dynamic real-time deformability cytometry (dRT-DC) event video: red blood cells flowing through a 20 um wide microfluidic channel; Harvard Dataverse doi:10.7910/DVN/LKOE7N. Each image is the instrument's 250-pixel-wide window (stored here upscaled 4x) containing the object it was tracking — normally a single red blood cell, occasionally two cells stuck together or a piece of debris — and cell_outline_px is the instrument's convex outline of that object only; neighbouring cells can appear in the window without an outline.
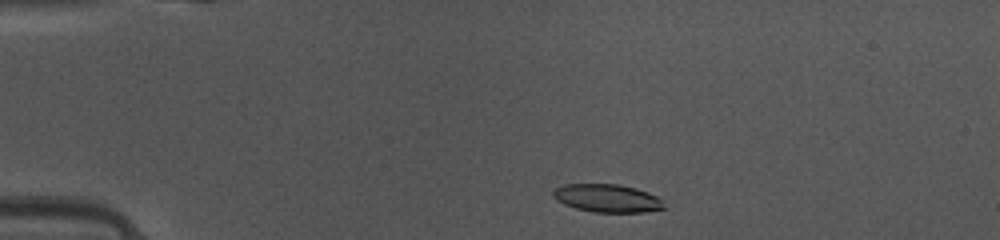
{"species": "common noctule bat (a hibernating species)", "species_latin": "Nyctalus noctula", "temperature_condition": "warm", "stored_images_in_passage": 40, "camera_frame_rate_fps": 3000, "um_per_image_px": 0.085, "animal": {"sex": "female", "body_mass_g": 10.0, "forearm_length_mm": 53.1}, "frame": {"image": 1, "passage_image": 2, "time_ms": 0.333, "image_size_px": [1000, 240], "cell_outline_px": [[664, 208], [644, 212], [592, 212], [576, 208], [564, 204], [556, 200], [552, 196], [552, 192], [556, 188], [564, 184], [616, 184], [636, 188], [648, 192], [656, 196], [660, 200]], "centroid_in_image_um": [51.56, 16.84], "position_along_channel_um": 33.4, "area_um2": 17.98}}
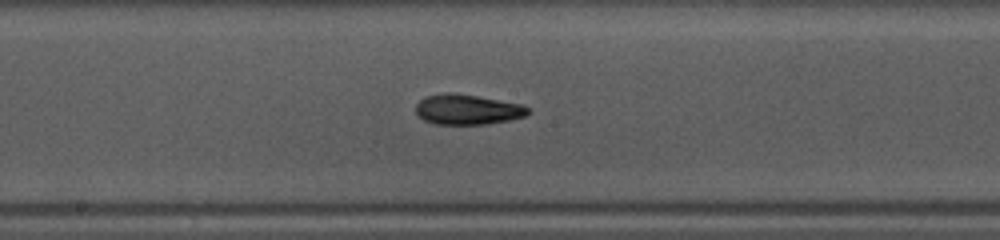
{"frame": {"image": 2, "passage_image": 18, "time_ms": 5.667, "image_size_px": [1000, 240], "cell_outline_px": [[532, 112], [524, 116], [508, 120], [488, 124], [432, 124], [416, 116], [416, 104], [424, 96], [444, 92], [452, 92], [476, 96], [520, 104], [528, 108]], "centroid_in_image_um": [39.67, 9.31], "position_along_channel_um": 208.5, "area_um2": 19.83}}
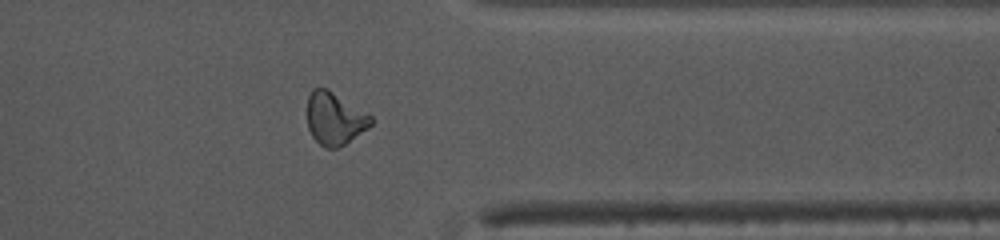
{"frame": {"image": 3, "passage_image": 31, "time_ms": 10.0, "image_size_px": [1000, 240], "cell_outline_px": [[376, 120], [368, 128], [344, 144], [336, 148], [324, 148], [312, 136], [308, 128], [308, 96], [312, 88], [328, 88], [372, 116]], "centroid_in_image_um": [28.46, 10.07], "position_along_channel_um": 382.9, "area_um2": 19.48}, "authors_computed_cell_mechanics": {"area_um2": 19.3341, "velocity_mm_per_s": 4.1508, "shape_relaxation_time_tau1_ms": 6.6413, "shape_relaxation_time_tau2_ms": 2.6492, "deformation_change_tau1": 0.2124, "deformation_change_tau2": 0.1018}}